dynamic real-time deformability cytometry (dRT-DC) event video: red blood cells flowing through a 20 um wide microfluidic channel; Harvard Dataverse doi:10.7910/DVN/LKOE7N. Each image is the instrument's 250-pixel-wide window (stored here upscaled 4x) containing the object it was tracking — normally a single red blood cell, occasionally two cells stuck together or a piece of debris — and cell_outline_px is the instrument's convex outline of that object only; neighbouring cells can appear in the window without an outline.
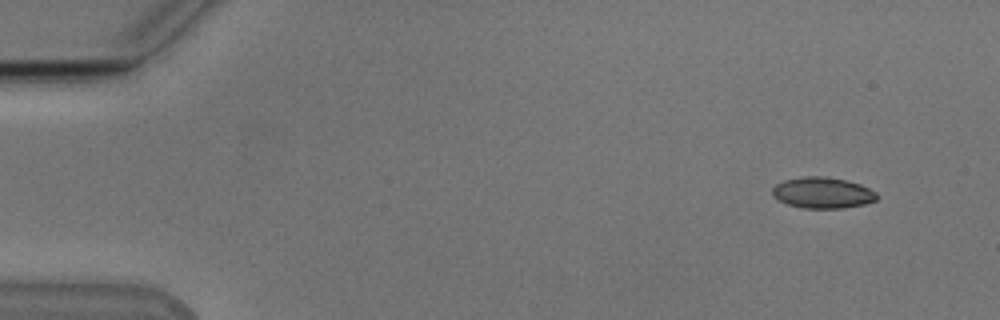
{"species": "Egyptian fruit bat (a non-hibernating species)", "species_latin": "Rousettus aegyptiacus", "temperature_condition": "cold", "stored_images_in_passage": 51, "camera_frame_rate_fps": 3000, "um_per_image_px": 0.085, "animal": {"sex": "male"}, "frame": {"image": 1, "passage_image": 1, "time_ms": 0.0, "image_size_px": [1000, 320], "cell_outline_px": [[880, 196], [876, 200], [864, 204], [844, 208], [804, 208], [788, 204], [772, 196], [772, 188], [776, 184], [784, 180], [800, 176], [824, 176], [844, 180], [860, 184], [876, 192]], "centroid_in_image_um": [69.92, 16.38], "position_along_channel_um": 15.1, "area_um2": 18.96}}
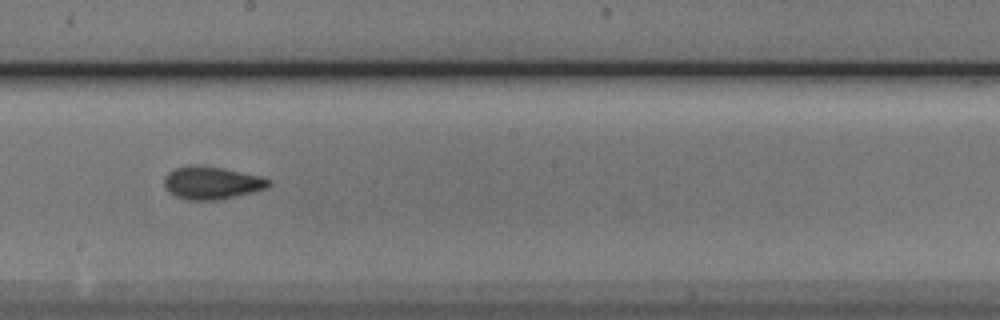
{"frame": {"image": 2, "passage_image": 27, "time_ms": 8.667, "image_size_px": [1000, 320], "cell_outline_px": [[272, 184], [268, 188], [220, 200], [188, 200], [176, 196], [168, 192], [164, 184], [164, 176], [168, 172], [176, 168], [192, 164], [196, 164], [224, 168], [260, 176], [272, 180]], "centroid_in_image_um": [18.0, 15.54], "position_along_channel_um": 230.2, "area_um2": 20.17}}
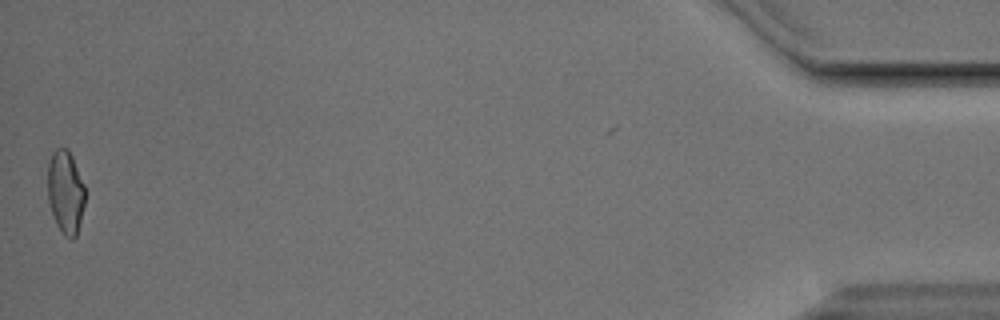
{"frame": {"image": 3, "passage_image": 50, "time_ms": 16.333, "image_size_px": [1000, 320], "cell_outline_px": [[84, 204], [76, 236], [72, 240], [64, 236], [56, 224], [48, 200], [48, 164], [52, 152], [56, 148], [68, 148], [72, 156], [84, 184]], "centroid_in_image_um": [5.56, 16.31], "position_along_channel_um": 429.6, "area_um2": 18.03}, "authors_computed_cell_mechanics": {"area_um2": 19.074, "velocity_mm_per_s": 3.8284, "shape_relaxation_time_tau1_ms": 6.1056, "shape_relaxation_time_tau2_ms": 2.2784, "deformation_change_tau1": 0.1439, "deformation_change_tau2": 0.0701}}